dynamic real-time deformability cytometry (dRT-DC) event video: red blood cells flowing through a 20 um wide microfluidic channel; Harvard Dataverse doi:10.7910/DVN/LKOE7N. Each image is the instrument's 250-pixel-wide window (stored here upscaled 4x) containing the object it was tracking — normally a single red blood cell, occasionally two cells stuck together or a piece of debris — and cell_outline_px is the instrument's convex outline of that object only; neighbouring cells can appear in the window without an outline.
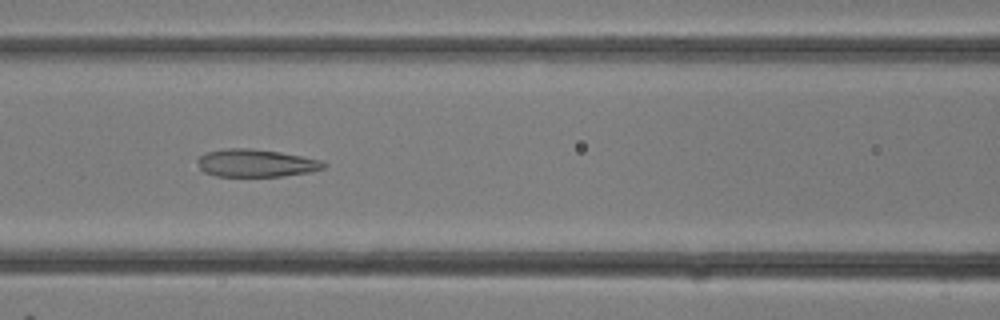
{"species": "common noctule bat (a hibernating species)", "species_latin": "Nyctalus noctula", "temperature_condition": "room temperature", "stored_images_in_passage": 22, "camera_frame_rate_fps": 3000, "um_per_image_px": 0.085, "animal": {"sex": "female"}, "frame": {"image": 1, "passage_image": 7, "time_ms": 2.0, "image_size_px": [1000, 320], "cell_outline_px": [[328, 164], [324, 168], [312, 172], [284, 176], [216, 176], [204, 172], [200, 168], [196, 160], [200, 156], [208, 152], [224, 148], [252, 148], [280, 152], [320, 160]], "centroid_in_image_um": [21.76, 13.86], "position_along_channel_um": 144.8, "area_um2": 20.4}}
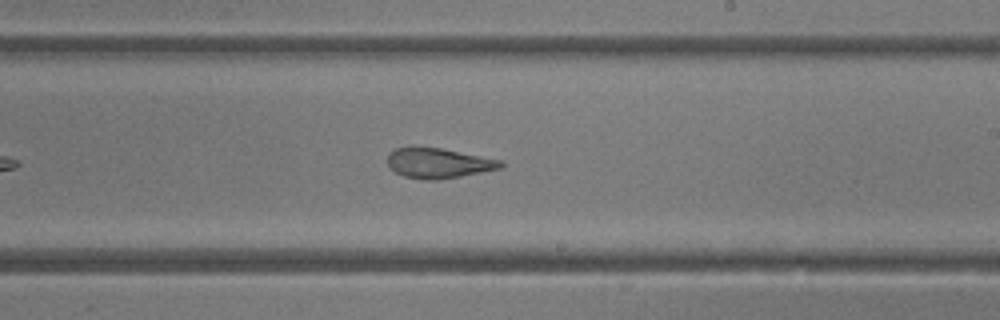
{"frame": {"image": 2, "passage_image": 12, "time_ms": 3.667, "image_size_px": [1000, 320], "cell_outline_px": [[504, 168], [460, 176], [436, 180], [424, 180], [404, 176], [388, 168], [388, 152], [396, 148], [412, 144], [440, 148], [504, 160]], "centroid_in_image_um": [37.25, 13.83], "position_along_channel_um": 251.8, "area_um2": 20.46}}
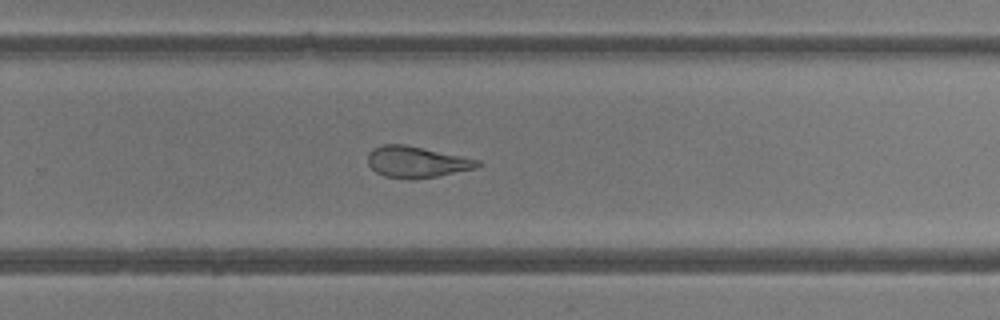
{"frame": {"image": 3, "passage_image": 14, "time_ms": 4.333, "image_size_px": [1000, 320], "cell_outline_px": [[484, 164], [476, 168], [436, 176], [412, 180], [408, 180], [384, 176], [376, 172], [368, 164], [368, 152], [372, 148], [380, 144], [404, 144], [480, 160]], "centroid_in_image_um": [35.38, 13.77], "position_along_channel_um": 294.4, "area_um2": 20.11}}